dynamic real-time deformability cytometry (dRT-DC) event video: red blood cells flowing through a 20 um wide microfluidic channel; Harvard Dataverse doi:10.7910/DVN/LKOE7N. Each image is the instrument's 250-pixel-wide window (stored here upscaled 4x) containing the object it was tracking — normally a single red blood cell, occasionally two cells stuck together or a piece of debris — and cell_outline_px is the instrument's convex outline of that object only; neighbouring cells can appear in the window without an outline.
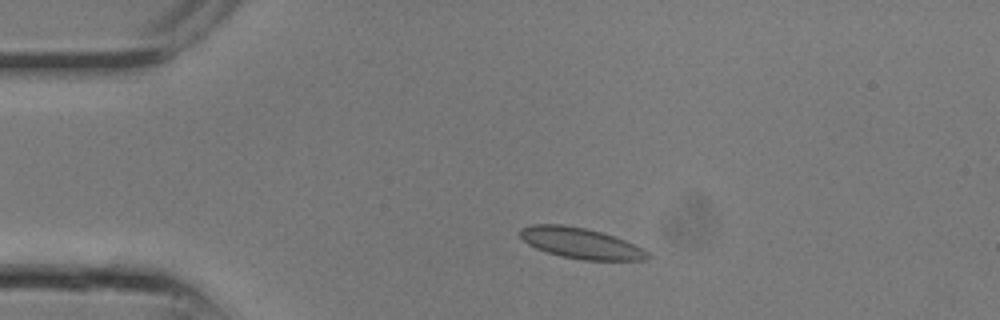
{"species": "common noctule bat (a hibernating species)", "species_latin": "Nyctalus noctula", "temperature_condition": "room temperature", "stored_images_in_passage": 24, "camera_frame_rate_fps": 3000, "um_per_image_px": 0.085, "animal": {"sex": "male", "body_mass_g": 13.3}, "frame": {"image": 1, "passage_image": 4, "time_ms": 1.0, "image_size_px": [1000, 320], "cell_outline_px": [[652, 256], [648, 260], [580, 260], [560, 256], [536, 248], [528, 244], [520, 236], [520, 228], [532, 224], [560, 224], [584, 228], [604, 232], [616, 236], [648, 252]], "centroid_in_image_um": [49.37, 20.67], "position_along_channel_um": 35.6, "area_um2": 22.89}}
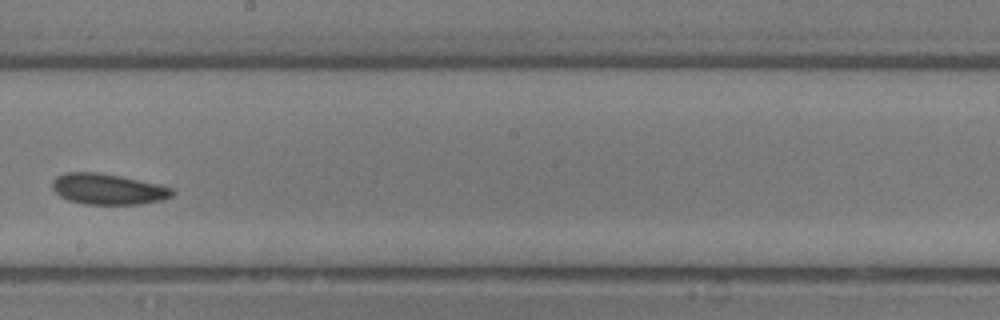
{"frame": {"image": 2, "passage_image": 13, "time_ms": 4.0, "image_size_px": [1000, 320], "cell_outline_px": [[176, 192], [172, 196], [164, 200], [140, 204], [84, 204], [68, 200], [60, 196], [52, 188], [52, 180], [56, 176], [64, 172], [100, 172], [120, 176], [156, 184], [172, 188]], "centroid_in_image_um": [9.16, 16.07], "position_along_channel_um": 239.0, "area_um2": 21.62}}
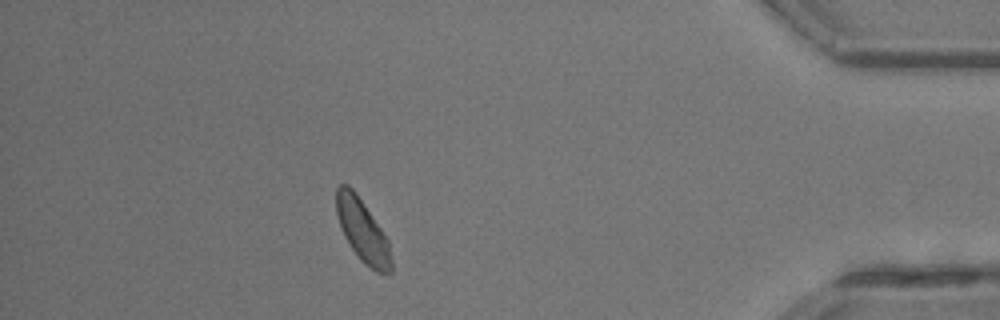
{"frame": {"image": 3, "passage_image": 21, "time_ms": 6.667, "image_size_px": [1000, 320], "cell_outline_px": [[392, 272], [376, 272], [364, 264], [360, 260], [344, 236], [336, 212], [336, 188], [340, 184], [348, 184], [356, 192], [388, 240], [392, 260]], "centroid_in_image_um": [30.81, 19.6], "position_along_channel_um": 404.4, "area_um2": 19.83}}